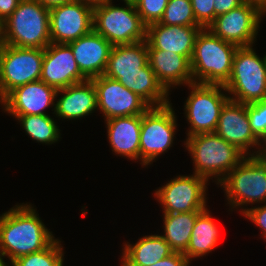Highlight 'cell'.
Wrapping results in <instances>:
<instances>
[{
    "label": "cell",
    "mask_w": 266,
    "mask_h": 266,
    "mask_svg": "<svg viewBox=\"0 0 266 266\" xmlns=\"http://www.w3.org/2000/svg\"><path fill=\"white\" fill-rule=\"evenodd\" d=\"M190 93L184 103V117L190 125L187 137L216 131L221 110L230 99L224 85L190 83Z\"/></svg>",
    "instance_id": "9"
},
{
    "label": "cell",
    "mask_w": 266,
    "mask_h": 266,
    "mask_svg": "<svg viewBox=\"0 0 266 266\" xmlns=\"http://www.w3.org/2000/svg\"><path fill=\"white\" fill-rule=\"evenodd\" d=\"M260 156H261L264 160H266V139L263 141V144H262V150H261Z\"/></svg>",
    "instance_id": "40"
},
{
    "label": "cell",
    "mask_w": 266,
    "mask_h": 266,
    "mask_svg": "<svg viewBox=\"0 0 266 266\" xmlns=\"http://www.w3.org/2000/svg\"><path fill=\"white\" fill-rule=\"evenodd\" d=\"M247 113L253 133L263 142L266 139V98L247 104Z\"/></svg>",
    "instance_id": "31"
},
{
    "label": "cell",
    "mask_w": 266,
    "mask_h": 266,
    "mask_svg": "<svg viewBox=\"0 0 266 266\" xmlns=\"http://www.w3.org/2000/svg\"><path fill=\"white\" fill-rule=\"evenodd\" d=\"M168 2L169 0H136L134 4L142 22L148 26L160 22Z\"/></svg>",
    "instance_id": "30"
},
{
    "label": "cell",
    "mask_w": 266,
    "mask_h": 266,
    "mask_svg": "<svg viewBox=\"0 0 266 266\" xmlns=\"http://www.w3.org/2000/svg\"><path fill=\"white\" fill-rule=\"evenodd\" d=\"M32 140L52 145L59 141L61 133L56 121L49 114L13 116Z\"/></svg>",
    "instance_id": "27"
},
{
    "label": "cell",
    "mask_w": 266,
    "mask_h": 266,
    "mask_svg": "<svg viewBox=\"0 0 266 266\" xmlns=\"http://www.w3.org/2000/svg\"><path fill=\"white\" fill-rule=\"evenodd\" d=\"M242 215L259 227L261 236L266 239V204L249 207Z\"/></svg>",
    "instance_id": "33"
},
{
    "label": "cell",
    "mask_w": 266,
    "mask_h": 266,
    "mask_svg": "<svg viewBox=\"0 0 266 266\" xmlns=\"http://www.w3.org/2000/svg\"><path fill=\"white\" fill-rule=\"evenodd\" d=\"M264 15L266 12L259 5L245 1L229 12L215 17L207 28L215 36L237 47L252 46L257 41Z\"/></svg>",
    "instance_id": "13"
},
{
    "label": "cell",
    "mask_w": 266,
    "mask_h": 266,
    "mask_svg": "<svg viewBox=\"0 0 266 266\" xmlns=\"http://www.w3.org/2000/svg\"><path fill=\"white\" fill-rule=\"evenodd\" d=\"M3 46H4L3 41H0V58H1L2 50H3Z\"/></svg>",
    "instance_id": "43"
},
{
    "label": "cell",
    "mask_w": 266,
    "mask_h": 266,
    "mask_svg": "<svg viewBox=\"0 0 266 266\" xmlns=\"http://www.w3.org/2000/svg\"><path fill=\"white\" fill-rule=\"evenodd\" d=\"M0 266H11L9 263L5 262V260L0 256Z\"/></svg>",
    "instance_id": "42"
},
{
    "label": "cell",
    "mask_w": 266,
    "mask_h": 266,
    "mask_svg": "<svg viewBox=\"0 0 266 266\" xmlns=\"http://www.w3.org/2000/svg\"><path fill=\"white\" fill-rule=\"evenodd\" d=\"M74 1H78V2H83V3H87L91 6H96V5H99L101 4L103 1L105 0H74Z\"/></svg>",
    "instance_id": "38"
},
{
    "label": "cell",
    "mask_w": 266,
    "mask_h": 266,
    "mask_svg": "<svg viewBox=\"0 0 266 266\" xmlns=\"http://www.w3.org/2000/svg\"><path fill=\"white\" fill-rule=\"evenodd\" d=\"M81 74L91 80L104 74L113 45L94 29L67 44Z\"/></svg>",
    "instance_id": "19"
},
{
    "label": "cell",
    "mask_w": 266,
    "mask_h": 266,
    "mask_svg": "<svg viewBox=\"0 0 266 266\" xmlns=\"http://www.w3.org/2000/svg\"><path fill=\"white\" fill-rule=\"evenodd\" d=\"M21 0H0V18L4 21L17 8Z\"/></svg>",
    "instance_id": "36"
},
{
    "label": "cell",
    "mask_w": 266,
    "mask_h": 266,
    "mask_svg": "<svg viewBox=\"0 0 266 266\" xmlns=\"http://www.w3.org/2000/svg\"><path fill=\"white\" fill-rule=\"evenodd\" d=\"M109 1H113V0H109ZM136 0H122V2H132L134 3Z\"/></svg>",
    "instance_id": "44"
},
{
    "label": "cell",
    "mask_w": 266,
    "mask_h": 266,
    "mask_svg": "<svg viewBox=\"0 0 266 266\" xmlns=\"http://www.w3.org/2000/svg\"><path fill=\"white\" fill-rule=\"evenodd\" d=\"M60 239H55L47 248L22 256L11 266H64V250Z\"/></svg>",
    "instance_id": "28"
},
{
    "label": "cell",
    "mask_w": 266,
    "mask_h": 266,
    "mask_svg": "<svg viewBox=\"0 0 266 266\" xmlns=\"http://www.w3.org/2000/svg\"><path fill=\"white\" fill-rule=\"evenodd\" d=\"M51 43L68 44L93 30V6L72 1L50 8Z\"/></svg>",
    "instance_id": "15"
},
{
    "label": "cell",
    "mask_w": 266,
    "mask_h": 266,
    "mask_svg": "<svg viewBox=\"0 0 266 266\" xmlns=\"http://www.w3.org/2000/svg\"><path fill=\"white\" fill-rule=\"evenodd\" d=\"M190 262L187 257L181 252H173L168 257L151 264L149 266H189Z\"/></svg>",
    "instance_id": "34"
},
{
    "label": "cell",
    "mask_w": 266,
    "mask_h": 266,
    "mask_svg": "<svg viewBox=\"0 0 266 266\" xmlns=\"http://www.w3.org/2000/svg\"><path fill=\"white\" fill-rule=\"evenodd\" d=\"M105 76L118 80L150 107L169 104V93L159 83L148 63L147 41L112 47Z\"/></svg>",
    "instance_id": "1"
},
{
    "label": "cell",
    "mask_w": 266,
    "mask_h": 266,
    "mask_svg": "<svg viewBox=\"0 0 266 266\" xmlns=\"http://www.w3.org/2000/svg\"><path fill=\"white\" fill-rule=\"evenodd\" d=\"M96 110L97 92L92 80L76 83L56 92L54 117H58V120H82Z\"/></svg>",
    "instance_id": "20"
},
{
    "label": "cell",
    "mask_w": 266,
    "mask_h": 266,
    "mask_svg": "<svg viewBox=\"0 0 266 266\" xmlns=\"http://www.w3.org/2000/svg\"><path fill=\"white\" fill-rule=\"evenodd\" d=\"M253 47L236 49L230 79L224 85L230 99L243 104L266 98V55L259 57Z\"/></svg>",
    "instance_id": "7"
},
{
    "label": "cell",
    "mask_w": 266,
    "mask_h": 266,
    "mask_svg": "<svg viewBox=\"0 0 266 266\" xmlns=\"http://www.w3.org/2000/svg\"><path fill=\"white\" fill-rule=\"evenodd\" d=\"M215 133L246 156H259L261 153L263 142L251 129L247 104L229 99L221 110Z\"/></svg>",
    "instance_id": "14"
},
{
    "label": "cell",
    "mask_w": 266,
    "mask_h": 266,
    "mask_svg": "<svg viewBox=\"0 0 266 266\" xmlns=\"http://www.w3.org/2000/svg\"><path fill=\"white\" fill-rule=\"evenodd\" d=\"M45 7L51 8L57 5H62L64 3L72 2L74 0H37Z\"/></svg>",
    "instance_id": "37"
},
{
    "label": "cell",
    "mask_w": 266,
    "mask_h": 266,
    "mask_svg": "<svg viewBox=\"0 0 266 266\" xmlns=\"http://www.w3.org/2000/svg\"><path fill=\"white\" fill-rule=\"evenodd\" d=\"M4 21L0 18V41H3Z\"/></svg>",
    "instance_id": "41"
},
{
    "label": "cell",
    "mask_w": 266,
    "mask_h": 266,
    "mask_svg": "<svg viewBox=\"0 0 266 266\" xmlns=\"http://www.w3.org/2000/svg\"><path fill=\"white\" fill-rule=\"evenodd\" d=\"M173 252L169 243L160 234L145 235L135 244H123L120 266H149Z\"/></svg>",
    "instance_id": "24"
},
{
    "label": "cell",
    "mask_w": 266,
    "mask_h": 266,
    "mask_svg": "<svg viewBox=\"0 0 266 266\" xmlns=\"http://www.w3.org/2000/svg\"><path fill=\"white\" fill-rule=\"evenodd\" d=\"M245 0H214L215 17L242 5Z\"/></svg>",
    "instance_id": "35"
},
{
    "label": "cell",
    "mask_w": 266,
    "mask_h": 266,
    "mask_svg": "<svg viewBox=\"0 0 266 266\" xmlns=\"http://www.w3.org/2000/svg\"><path fill=\"white\" fill-rule=\"evenodd\" d=\"M183 144L193 161L192 173L208 182L214 178L217 186L246 157L215 132L195 134L187 137Z\"/></svg>",
    "instance_id": "3"
},
{
    "label": "cell",
    "mask_w": 266,
    "mask_h": 266,
    "mask_svg": "<svg viewBox=\"0 0 266 266\" xmlns=\"http://www.w3.org/2000/svg\"><path fill=\"white\" fill-rule=\"evenodd\" d=\"M208 208L203 210L196 218L189 244L183 254L191 263L195 258H200L217 247L220 241V231ZM193 258V259H192Z\"/></svg>",
    "instance_id": "25"
},
{
    "label": "cell",
    "mask_w": 266,
    "mask_h": 266,
    "mask_svg": "<svg viewBox=\"0 0 266 266\" xmlns=\"http://www.w3.org/2000/svg\"><path fill=\"white\" fill-rule=\"evenodd\" d=\"M109 145L118 156L140 161V132L142 114L114 117L104 121Z\"/></svg>",
    "instance_id": "23"
},
{
    "label": "cell",
    "mask_w": 266,
    "mask_h": 266,
    "mask_svg": "<svg viewBox=\"0 0 266 266\" xmlns=\"http://www.w3.org/2000/svg\"><path fill=\"white\" fill-rule=\"evenodd\" d=\"M44 49L4 44L0 58V101L13 89L39 81Z\"/></svg>",
    "instance_id": "11"
},
{
    "label": "cell",
    "mask_w": 266,
    "mask_h": 266,
    "mask_svg": "<svg viewBox=\"0 0 266 266\" xmlns=\"http://www.w3.org/2000/svg\"><path fill=\"white\" fill-rule=\"evenodd\" d=\"M208 181L196 174L178 175L154 192L163 213H187L205 210Z\"/></svg>",
    "instance_id": "12"
},
{
    "label": "cell",
    "mask_w": 266,
    "mask_h": 266,
    "mask_svg": "<svg viewBox=\"0 0 266 266\" xmlns=\"http://www.w3.org/2000/svg\"><path fill=\"white\" fill-rule=\"evenodd\" d=\"M172 105L169 103L164 106L149 107L142 114L139 162L142 168L152 165L174 144L178 124Z\"/></svg>",
    "instance_id": "10"
},
{
    "label": "cell",
    "mask_w": 266,
    "mask_h": 266,
    "mask_svg": "<svg viewBox=\"0 0 266 266\" xmlns=\"http://www.w3.org/2000/svg\"><path fill=\"white\" fill-rule=\"evenodd\" d=\"M196 22L207 28L215 20L214 0H191Z\"/></svg>",
    "instance_id": "32"
},
{
    "label": "cell",
    "mask_w": 266,
    "mask_h": 266,
    "mask_svg": "<svg viewBox=\"0 0 266 266\" xmlns=\"http://www.w3.org/2000/svg\"><path fill=\"white\" fill-rule=\"evenodd\" d=\"M31 203H19L0 214V256L10 264L47 248L56 238Z\"/></svg>",
    "instance_id": "2"
},
{
    "label": "cell",
    "mask_w": 266,
    "mask_h": 266,
    "mask_svg": "<svg viewBox=\"0 0 266 266\" xmlns=\"http://www.w3.org/2000/svg\"><path fill=\"white\" fill-rule=\"evenodd\" d=\"M218 185L231 211L240 208L243 214L248 204H266V160L260 155L246 156Z\"/></svg>",
    "instance_id": "6"
},
{
    "label": "cell",
    "mask_w": 266,
    "mask_h": 266,
    "mask_svg": "<svg viewBox=\"0 0 266 266\" xmlns=\"http://www.w3.org/2000/svg\"><path fill=\"white\" fill-rule=\"evenodd\" d=\"M159 23L164 25L200 26L196 22L191 0H169Z\"/></svg>",
    "instance_id": "29"
},
{
    "label": "cell",
    "mask_w": 266,
    "mask_h": 266,
    "mask_svg": "<svg viewBox=\"0 0 266 266\" xmlns=\"http://www.w3.org/2000/svg\"><path fill=\"white\" fill-rule=\"evenodd\" d=\"M91 80L97 92V107L105 121L114 117L140 115L150 107L118 80L105 75Z\"/></svg>",
    "instance_id": "16"
},
{
    "label": "cell",
    "mask_w": 266,
    "mask_h": 266,
    "mask_svg": "<svg viewBox=\"0 0 266 266\" xmlns=\"http://www.w3.org/2000/svg\"><path fill=\"white\" fill-rule=\"evenodd\" d=\"M50 8L37 0H21L4 20L3 43L19 48L45 49L50 43Z\"/></svg>",
    "instance_id": "5"
},
{
    "label": "cell",
    "mask_w": 266,
    "mask_h": 266,
    "mask_svg": "<svg viewBox=\"0 0 266 266\" xmlns=\"http://www.w3.org/2000/svg\"><path fill=\"white\" fill-rule=\"evenodd\" d=\"M56 92L54 87L39 80L13 89L0 101V106L11 116L46 115L50 107L54 114Z\"/></svg>",
    "instance_id": "17"
},
{
    "label": "cell",
    "mask_w": 266,
    "mask_h": 266,
    "mask_svg": "<svg viewBox=\"0 0 266 266\" xmlns=\"http://www.w3.org/2000/svg\"><path fill=\"white\" fill-rule=\"evenodd\" d=\"M245 1L259 5L266 12V0H245Z\"/></svg>",
    "instance_id": "39"
},
{
    "label": "cell",
    "mask_w": 266,
    "mask_h": 266,
    "mask_svg": "<svg viewBox=\"0 0 266 266\" xmlns=\"http://www.w3.org/2000/svg\"><path fill=\"white\" fill-rule=\"evenodd\" d=\"M201 29V26L164 25L156 22L147 26L146 41L154 49L173 51L191 61L195 40Z\"/></svg>",
    "instance_id": "22"
},
{
    "label": "cell",
    "mask_w": 266,
    "mask_h": 266,
    "mask_svg": "<svg viewBox=\"0 0 266 266\" xmlns=\"http://www.w3.org/2000/svg\"><path fill=\"white\" fill-rule=\"evenodd\" d=\"M40 80L59 90L87 79L67 44L50 43L44 49Z\"/></svg>",
    "instance_id": "18"
},
{
    "label": "cell",
    "mask_w": 266,
    "mask_h": 266,
    "mask_svg": "<svg viewBox=\"0 0 266 266\" xmlns=\"http://www.w3.org/2000/svg\"><path fill=\"white\" fill-rule=\"evenodd\" d=\"M238 47L215 36L208 28L198 33L191 59L194 83L225 85L230 79Z\"/></svg>",
    "instance_id": "4"
},
{
    "label": "cell",
    "mask_w": 266,
    "mask_h": 266,
    "mask_svg": "<svg viewBox=\"0 0 266 266\" xmlns=\"http://www.w3.org/2000/svg\"><path fill=\"white\" fill-rule=\"evenodd\" d=\"M201 212L163 213L164 234L161 236L174 252L183 253L187 249L196 218Z\"/></svg>",
    "instance_id": "26"
},
{
    "label": "cell",
    "mask_w": 266,
    "mask_h": 266,
    "mask_svg": "<svg viewBox=\"0 0 266 266\" xmlns=\"http://www.w3.org/2000/svg\"><path fill=\"white\" fill-rule=\"evenodd\" d=\"M148 63L154 71L157 80L169 93L175 86L193 83L191 61L173 51L154 49L147 42Z\"/></svg>",
    "instance_id": "21"
},
{
    "label": "cell",
    "mask_w": 266,
    "mask_h": 266,
    "mask_svg": "<svg viewBox=\"0 0 266 266\" xmlns=\"http://www.w3.org/2000/svg\"><path fill=\"white\" fill-rule=\"evenodd\" d=\"M105 0L93 7V29L113 46L146 40L147 26L137 13L135 4L114 5Z\"/></svg>",
    "instance_id": "8"
}]
</instances>
